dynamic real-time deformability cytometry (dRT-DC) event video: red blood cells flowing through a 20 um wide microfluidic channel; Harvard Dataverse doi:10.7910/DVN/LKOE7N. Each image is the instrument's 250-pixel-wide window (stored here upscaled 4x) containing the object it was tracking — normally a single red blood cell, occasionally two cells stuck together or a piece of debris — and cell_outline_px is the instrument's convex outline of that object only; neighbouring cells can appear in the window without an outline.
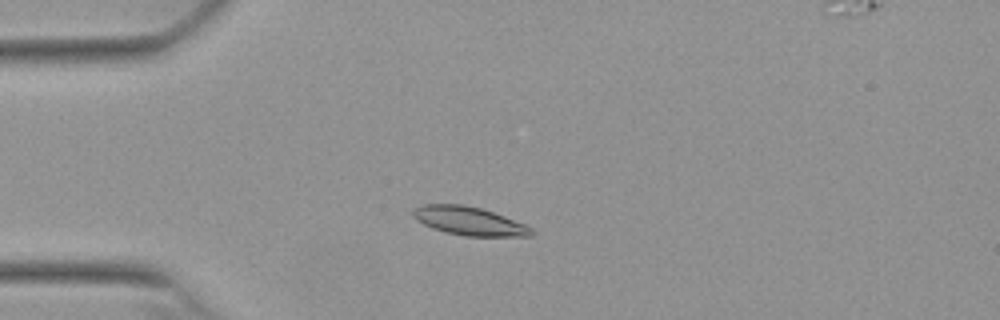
{"species": "Egyptian fruit bat (a non-hibernating species)", "species_latin": "Rousettus aegyptiacus", "temperature_condition": "warm", "stored_images_in_passage": 8, "camera_frame_rate_fps": 3000, "um_per_image_px": 0.085, "animal": {"sex": "female"}, "frame": {"image": 1, "passage_image": 1, "time_ms": 0.0, "image_size_px": [1000, 320], "cell_outline_px": [[536, 232], [532, 236], [464, 236], [444, 232], [432, 228], [416, 220], [412, 216], [412, 208], [424, 204], [464, 204], [480, 208], [504, 216], [524, 224], [532, 228]], "centroid_in_image_um": [39.85, 18.79], "position_along_channel_um": 45.1, "area_um2": 19.77}}
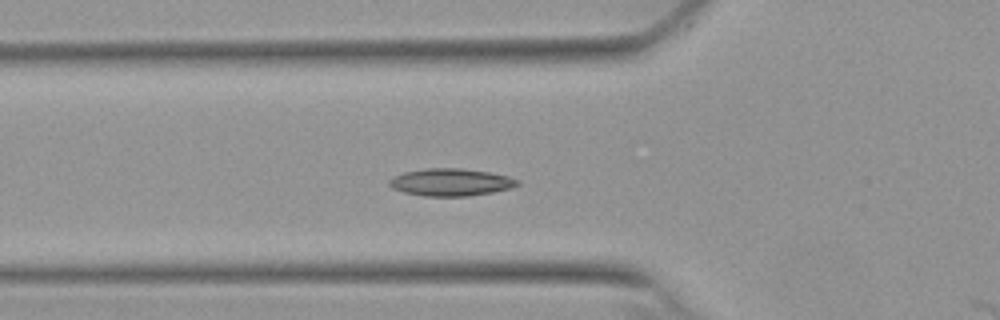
{"frame": {"image": 2, "passage_image": 6, "time_ms": 1.667, "image_size_px": [1000, 320], "cell_outline_px": [[520, 184], [512, 188], [492, 192], [468, 196], [424, 196], [404, 192], [392, 188], [388, 184], [388, 180], [392, 176], [404, 172], [428, 168], [460, 168], [488, 172], [508, 176], [520, 180]], "centroid_in_image_um": [38.31, 15.49], "position_along_channel_um": 87.5, "area_um2": 20.52}}